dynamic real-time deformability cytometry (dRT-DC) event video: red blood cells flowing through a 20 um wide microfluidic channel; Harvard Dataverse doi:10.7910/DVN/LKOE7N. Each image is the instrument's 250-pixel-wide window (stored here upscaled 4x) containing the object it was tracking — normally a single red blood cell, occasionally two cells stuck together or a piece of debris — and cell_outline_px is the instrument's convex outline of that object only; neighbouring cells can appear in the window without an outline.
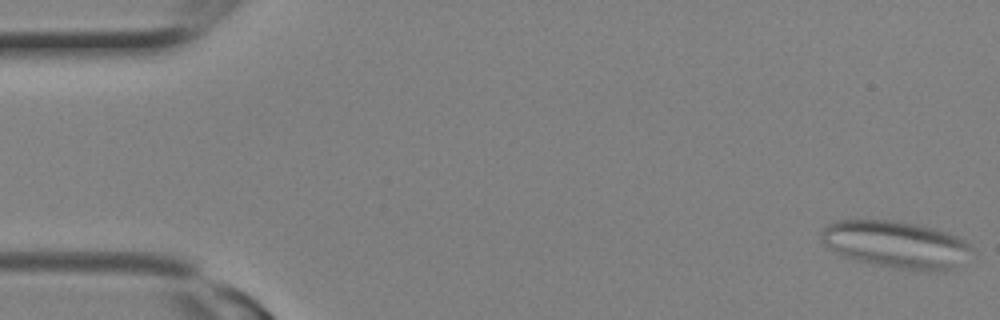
{"species": "Egyptian fruit bat (a non-hibernating species)", "species_latin": "Rousettus aegyptiacus", "temperature_condition": "room temperature", "stored_images_in_passage": 11, "camera_frame_rate_fps": 3000, "um_per_image_px": 0.085, "animal": {"sex": "female"}, "frame": {"image": 1, "passage_image": 1, "time_ms": 0.0, "image_size_px": [1000, 320], "cell_outline_px": [[972, 248], [956, 268], [948, 272], [928, 272], [892, 268], [872, 264], [856, 260], [844, 256], [836, 252], [820, 236], [820, 232], [828, 224], [836, 220], [892, 220], [916, 224], [932, 228], [956, 236], [964, 240]], "centroid_in_image_um": [76.18, 20.8], "position_along_channel_um": 8.8, "area_um2": 41.21}}
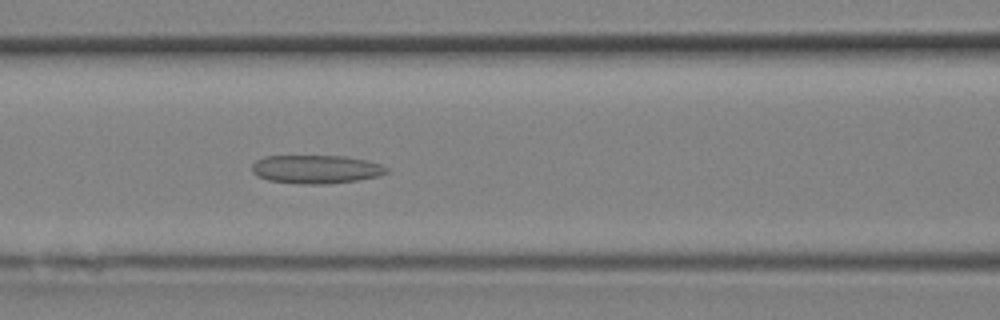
{"frame": {"image": 2, "passage_image": 11, "time_ms": 3.333, "image_size_px": [1000, 320], "cell_outline_px": [[388, 172], [380, 176], [360, 180], [328, 184], [304, 184], [268, 180], [256, 176], [252, 172], [252, 164], [256, 160], [264, 156], [344, 156], [364, 160], [380, 164], [388, 168]], "centroid_in_image_um": [26.86, 14.39], "position_along_channel_um": 139.7, "area_um2": 22.43}}